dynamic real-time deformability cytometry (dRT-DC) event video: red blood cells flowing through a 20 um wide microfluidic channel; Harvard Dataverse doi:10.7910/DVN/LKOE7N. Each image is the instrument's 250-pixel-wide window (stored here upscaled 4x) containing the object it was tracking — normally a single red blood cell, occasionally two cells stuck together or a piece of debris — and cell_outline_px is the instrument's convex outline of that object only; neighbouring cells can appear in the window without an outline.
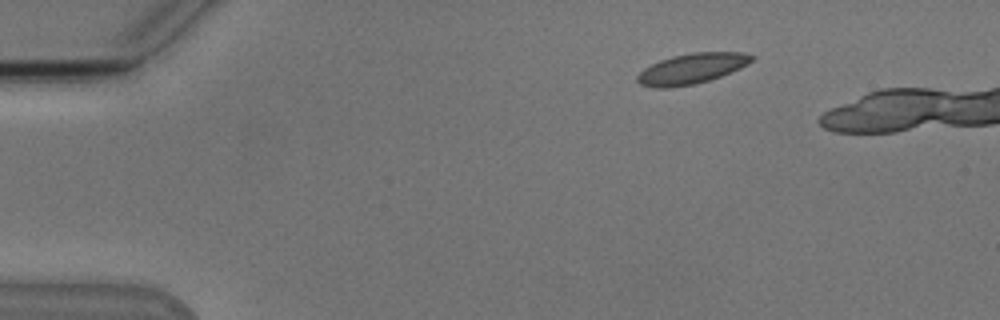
{"species": "Egyptian fruit bat (a non-hibernating species)", "species_latin": "Rousettus aegyptiacus", "temperature_condition": "cold", "stored_images_in_passage": 6, "camera_frame_rate_fps": 3000, "um_per_image_px": 0.085, "animal": {"sex": "male"}, "frame": {"image": 1, "passage_image": 1, "time_ms": 0.0, "image_size_px": [1000, 320], "cell_outline_px": [[756, 56], [752, 60], [740, 68], [720, 76], [708, 80], [692, 84], [664, 88], [656, 88], [640, 84], [636, 80], [636, 76], [644, 68], [660, 60], [672, 56], [692, 52], [744, 52]], "centroid_in_image_um": [58.78, 5.82], "position_along_channel_um": 26.2, "area_um2": 20.06}}